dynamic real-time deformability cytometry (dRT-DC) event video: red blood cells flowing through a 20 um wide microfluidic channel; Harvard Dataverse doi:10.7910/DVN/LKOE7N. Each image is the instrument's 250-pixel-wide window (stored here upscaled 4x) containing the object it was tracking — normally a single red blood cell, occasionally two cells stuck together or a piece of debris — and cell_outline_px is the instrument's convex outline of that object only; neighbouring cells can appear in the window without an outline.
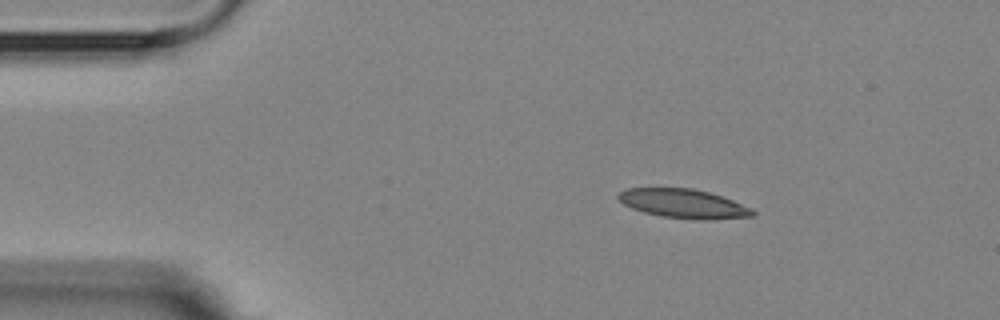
{"species": "Egyptian fruit bat (a non-hibernating species)", "species_latin": "Rousettus aegyptiacus", "temperature_condition": "room temperature", "stored_images_in_passage": 3, "camera_frame_rate_fps": 3000, "um_per_image_px": 0.085, "animal": {"sex": "female"}, "frame": {"image": 1, "passage_image": 2, "time_ms": 1.333, "image_size_px": [1000, 320], "cell_outline_px": [[756, 216], [708, 220], [700, 220], [664, 216], [644, 212], [632, 208], [624, 204], [616, 196], [620, 192], [628, 188], [692, 188], [708, 192], [732, 200], [752, 208], [756, 212]], "centroid_in_image_um": [58.13, 17.31], "position_along_channel_um": 26.9, "area_um2": 22.6}}